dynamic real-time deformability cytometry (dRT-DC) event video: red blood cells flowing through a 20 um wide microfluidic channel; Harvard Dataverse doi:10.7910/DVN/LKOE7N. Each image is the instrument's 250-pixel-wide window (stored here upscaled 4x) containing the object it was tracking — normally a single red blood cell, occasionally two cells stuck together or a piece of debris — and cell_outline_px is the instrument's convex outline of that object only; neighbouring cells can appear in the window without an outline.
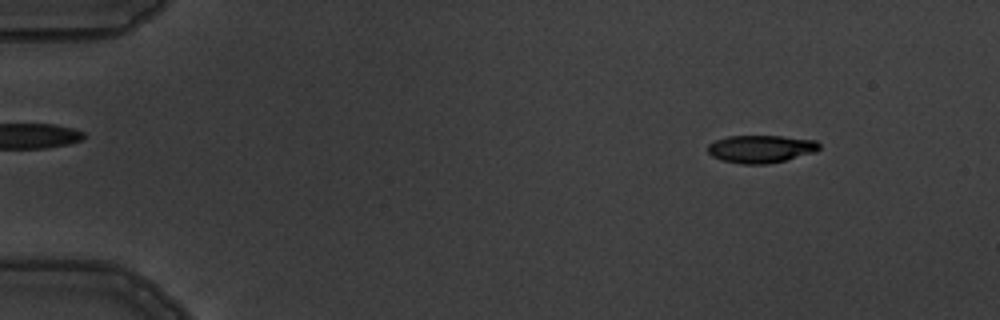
{"species": "common noctule bat (a hibernating species)", "species_latin": "Nyctalus noctula", "temperature_condition": "warm", "stored_images_in_passage": 4, "camera_frame_rate_fps": 3000, "um_per_image_px": 0.085, "animal": {"sex": "male", "body_mass_g": 19.5, "forearm_length_mm": 54.6}, "frame": {"image": 1, "passage_image": 1, "time_ms": 0.0, "image_size_px": [1000, 320], "cell_outline_px": [[820, 148], [816, 152], [768, 164], [740, 164], [724, 160], [712, 156], [708, 152], [708, 144], [716, 140], [728, 136], [780, 136], [816, 140], [820, 144]], "centroid_in_image_um": [64.69, 12.65], "position_along_channel_um": 20.3, "area_um2": 17.92}}
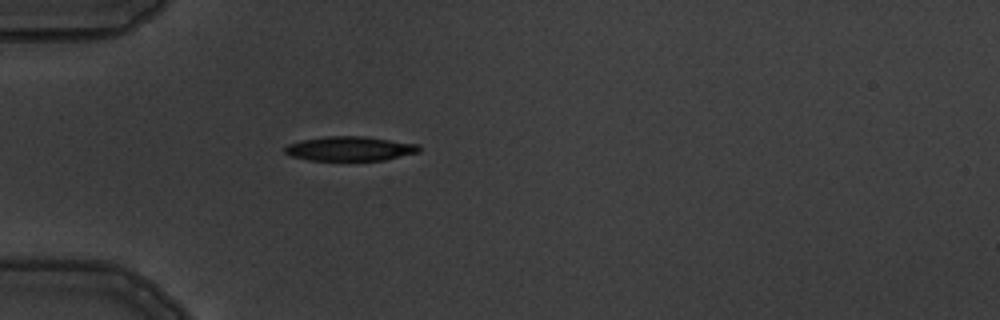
{"frame": {"image": 2, "passage_image": 4, "time_ms": 3.333, "image_size_px": [1000, 320], "cell_outline_px": [[420, 152], [384, 160], [308, 160], [292, 156], [284, 152], [284, 148], [288, 144], [300, 140], [328, 136], [364, 136], [420, 144]], "centroid_in_image_um": [29.76, 12.63], "position_along_channel_um": 55.2, "area_um2": 19.13}}